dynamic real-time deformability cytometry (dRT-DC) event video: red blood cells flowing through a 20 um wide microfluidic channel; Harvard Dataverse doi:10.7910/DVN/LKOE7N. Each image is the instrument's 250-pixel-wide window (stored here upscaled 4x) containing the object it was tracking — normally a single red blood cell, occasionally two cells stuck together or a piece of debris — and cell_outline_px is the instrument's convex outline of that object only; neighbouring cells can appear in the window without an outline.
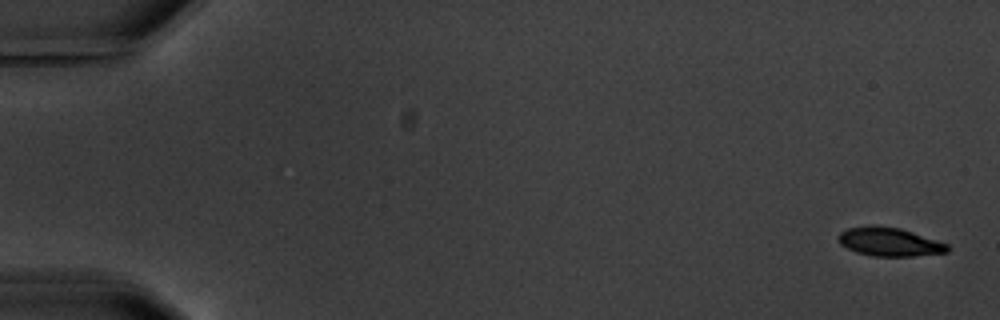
{"species": "common noctule bat (a hibernating species)", "species_latin": "Nyctalus noctula", "temperature_condition": "warm", "stored_images_in_passage": 2, "camera_frame_rate_fps": 3000, "um_per_image_px": 0.085, "animal": {"sex": "male", "body_mass_g": 20.1, "forearm_length_mm": 53.5}, "frame": {"image": 1, "passage_image": 1, "time_ms": 0.0, "image_size_px": [1000, 320], "cell_outline_px": [[948, 252], [912, 256], [872, 256], [856, 252], [840, 244], [836, 236], [840, 232], [848, 228], [872, 224], [900, 228], [948, 244]], "centroid_in_image_um": [75.55, 20.55], "position_along_channel_um": 9.5, "area_um2": 18.21}}